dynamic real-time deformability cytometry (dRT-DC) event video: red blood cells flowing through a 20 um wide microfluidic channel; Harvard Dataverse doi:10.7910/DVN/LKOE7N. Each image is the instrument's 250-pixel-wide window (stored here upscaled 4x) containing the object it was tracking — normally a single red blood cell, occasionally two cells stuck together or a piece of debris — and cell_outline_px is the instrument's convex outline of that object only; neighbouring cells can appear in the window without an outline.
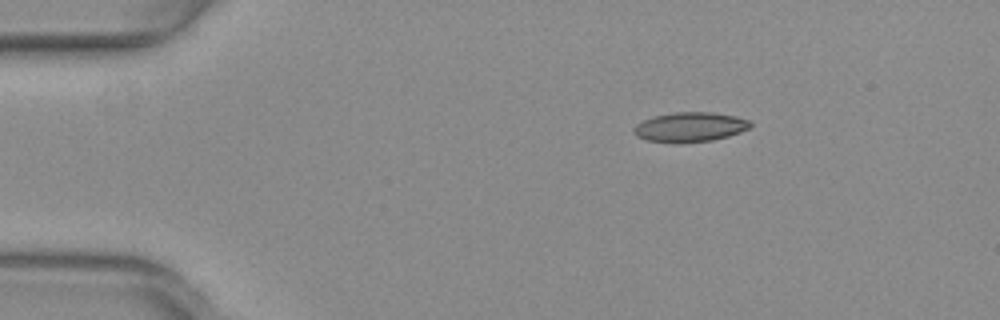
{"species": "common noctule bat (a hibernating species)", "species_latin": "Nyctalus noctula", "temperature_condition": "warm", "stored_images_in_passage": 44, "camera_frame_rate_fps": 3000, "um_per_image_px": 0.085, "animal": {"sex": "female", "body_mass_g": 29.2, "forearm_length_mm": 56.3}, "frame": {"image": 1, "passage_image": 1, "time_ms": 0.0, "image_size_px": [1000, 320], "cell_outline_px": [[752, 124], [748, 128], [740, 132], [728, 136], [712, 140], [648, 140], [636, 136], [632, 132], [632, 128], [636, 124], [652, 116], [672, 112], [712, 112], [736, 116], [752, 120]], "centroid_in_image_um": [58.67, 10.74], "position_along_channel_um": 26.3, "area_um2": 19.54}}
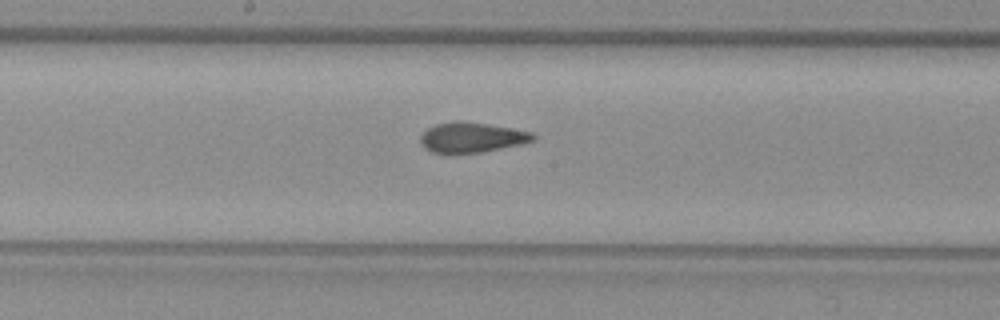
{"frame": {"image": 2, "passage_image": 20, "time_ms": 6.333, "image_size_px": [1000, 320], "cell_outline_px": [[536, 136], [532, 140], [520, 144], [480, 152], [448, 156], [432, 152], [424, 148], [420, 144], [420, 136], [428, 128], [436, 124], [456, 120], [464, 120], [488, 124], [532, 132]], "centroid_in_image_um": [40.0, 11.7], "position_along_channel_um": 208.2, "area_um2": 20.17}}
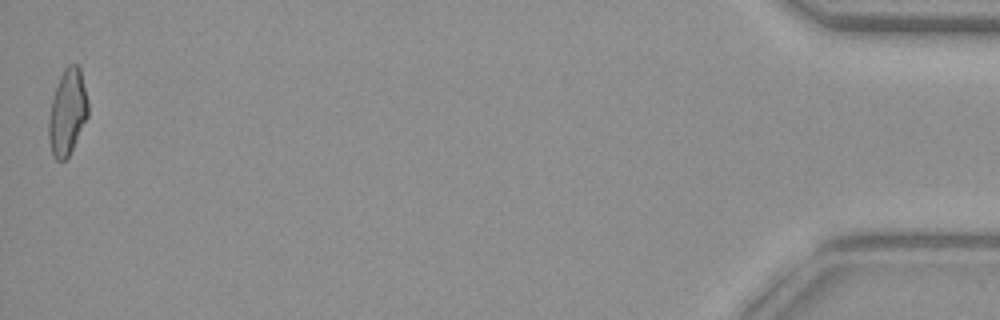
{"frame": {"image": 3, "passage_image": 44, "time_ms": 14.333, "image_size_px": [1000, 320], "cell_outline_px": [[88, 116], [68, 156], [64, 160], [56, 160], [52, 152], [48, 136], [48, 120], [52, 100], [60, 76], [64, 68], [68, 64], [76, 64], [80, 68], [88, 100]], "centroid_in_image_um": [5.73, 9.51], "position_along_channel_um": 429.5, "area_um2": 19.42}, "authors_computed_cell_mechanics": {"area_um2": 19.8254, "velocity_mm_per_s": 4.0086, "shape_relaxation_time_tau1_ms": null, "shape_relaxation_time_tau2_ms": 1.4268, "deformation_change_tau1": null, "deformation_change_tau2": 0.0885}}